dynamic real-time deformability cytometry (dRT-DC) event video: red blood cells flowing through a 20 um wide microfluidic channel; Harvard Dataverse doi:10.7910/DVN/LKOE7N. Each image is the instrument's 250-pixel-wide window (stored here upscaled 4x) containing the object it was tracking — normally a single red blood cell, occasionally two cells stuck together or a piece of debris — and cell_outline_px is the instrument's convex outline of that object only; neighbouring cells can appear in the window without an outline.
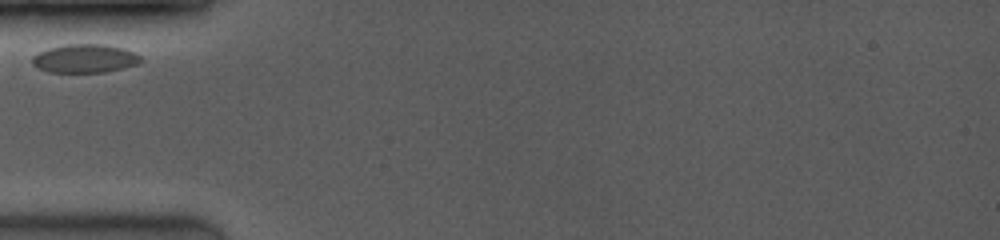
{"species": "common noctule bat (a hibernating species)", "species_latin": "Nyctalus noctula", "temperature_condition": "room temperature", "stored_images_in_passage": 3, "camera_frame_rate_fps": 3500, "um_per_image_px": 0.085, "animal": {"sex": "female", "body_mass_g": 19.0, "forearm_length_mm": 53.3}, "frame": {"image": 1, "passage_image": 1, "time_ms": 0.0, "image_size_px": [1000, 240], "cell_outline_px": [[144, 60], [136, 64], [124, 68], [104, 72], [48, 72], [32, 64], [32, 56], [48, 48], [64, 44], [104, 44], [124, 48], [140, 56]], "centroid_in_image_um": [7.22, 4.97], "position_along_channel_um": 77.8, "area_um2": 18.03}}